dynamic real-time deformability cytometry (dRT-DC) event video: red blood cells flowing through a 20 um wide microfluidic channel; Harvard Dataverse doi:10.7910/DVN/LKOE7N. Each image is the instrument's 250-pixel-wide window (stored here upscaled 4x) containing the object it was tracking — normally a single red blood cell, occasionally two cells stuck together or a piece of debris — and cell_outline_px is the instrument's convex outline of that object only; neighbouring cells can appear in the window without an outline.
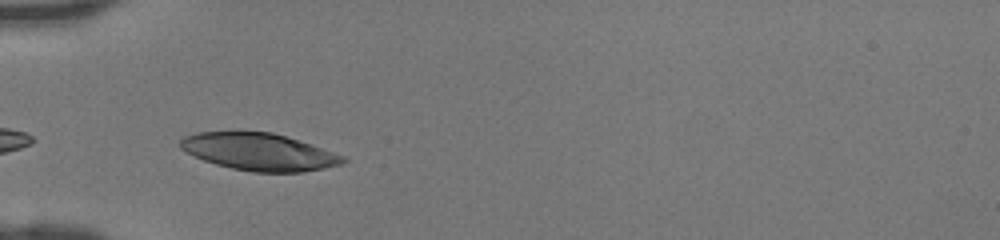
{"species": "human", "species_latin": "Homo sapiens", "temperature_condition": "room temperature", "stored_images_in_passage": 26, "camera_frame_rate_fps": 3000, "um_per_image_px": 0.085, "donor": {"sex": "female"}, "frame": {"image": 1, "passage_image": 1, "time_ms": 0.0, "image_size_px": [1000, 240], "cell_outline_px": [[348, 160], [344, 164], [304, 172], [252, 172], [232, 168], [216, 164], [204, 160], [180, 148], [180, 140], [184, 136], [196, 132], [272, 132], [344, 156]], "centroid_in_image_um": [22.02, 12.92], "position_along_channel_um": 63.0, "area_um2": 34.8}}
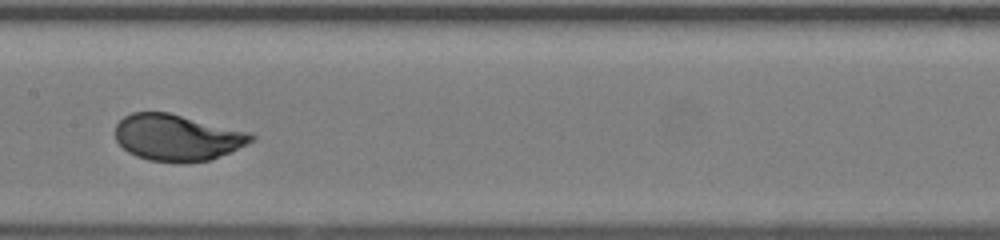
{"frame": {"image": 2, "passage_image": 10, "time_ms": 3.0, "image_size_px": [1000, 240], "cell_outline_px": [[256, 136], [252, 140], [228, 152], [208, 160], [148, 160], [136, 156], [128, 152], [116, 140], [116, 124], [124, 116], [132, 112], [168, 112], [252, 132]], "centroid_in_image_um": [15.03, 11.64], "position_along_channel_um": 192.4, "area_um2": 35.89}}
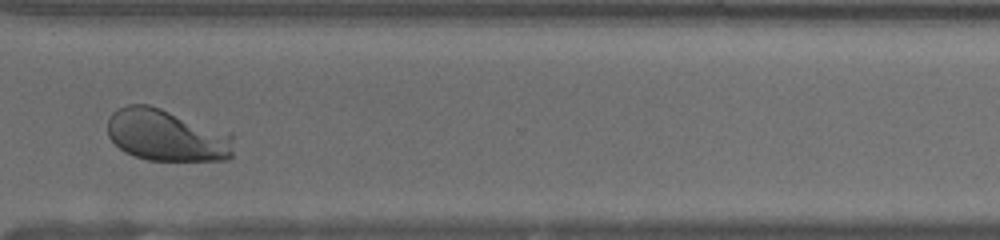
{"frame": {"image": 3, "passage_image": 21, "time_ms": 6.667, "image_size_px": [1000, 240], "cell_outline_px": [[232, 156], [228, 160], [148, 160], [124, 152], [108, 136], [108, 120], [112, 112], [128, 104], [148, 104], [232, 132]], "centroid_in_image_um": [14.19, 11.49], "position_along_channel_um": 356.4, "area_um2": 38.26}}